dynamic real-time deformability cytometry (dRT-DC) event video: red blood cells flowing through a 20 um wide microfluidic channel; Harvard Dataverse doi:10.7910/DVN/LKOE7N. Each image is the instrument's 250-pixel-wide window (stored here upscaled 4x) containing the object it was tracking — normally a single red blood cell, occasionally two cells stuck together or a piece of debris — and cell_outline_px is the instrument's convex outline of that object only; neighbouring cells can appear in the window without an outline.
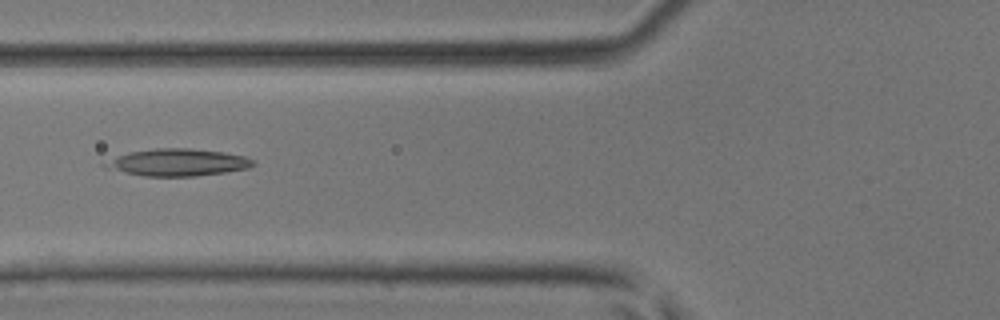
{"species": "common noctule bat (a hibernating species)", "species_latin": "Nyctalus noctula", "temperature_condition": "room temperature", "stored_images_in_passage": 45, "camera_frame_rate_fps": 3000, "um_per_image_px": 0.085, "animal": {"sex": "male", "body_mass_g": 17.9, "forearm_length_mm": 54.2}, "frame": {"image": 1, "passage_image": 18, "time_ms": 5.667, "image_size_px": [1000, 320], "cell_outline_px": [[256, 164], [248, 168], [224, 172], [196, 176], [144, 176], [104, 168], [100, 164], [116, 156], [128, 152], [156, 148], [188, 148], [224, 152], [244, 156], [256, 160]], "centroid_in_image_um": [15.08, 13.8], "position_along_channel_um": 110.7, "area_um2": 23.52}}
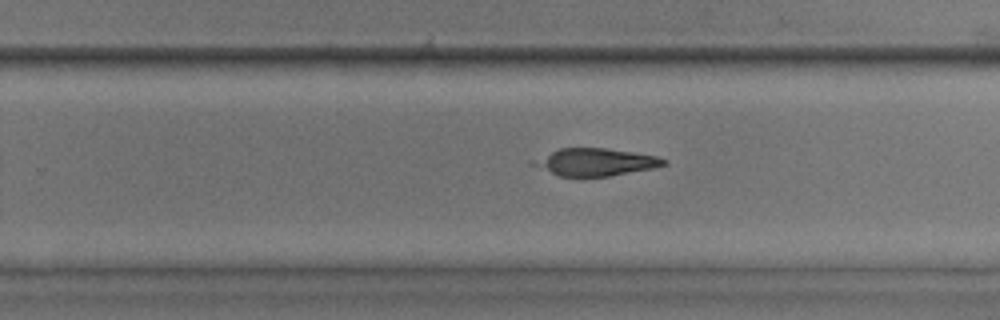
{"frame": {"image": 2, "passage_image": 29, "time_ms": 9.333, "image_size_px": [1000, 320], "cell_outline_px": [[668, 164], [652, 168], [608, 176], [556, 176], [528, 164], [528, 160], [560, 148], [608, 148], [656, 156], [668, 160]], "centroid_in_image_um": [50.5, 13.77], "position_along_channel_um": 279.3, "area_um2": 21.04}}
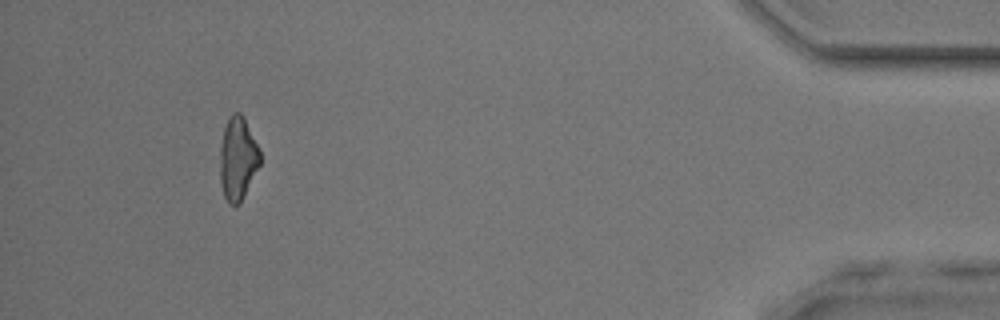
{"frame": {"image": 3, "passage_image": 42, "time_ms": 13.667, "image_size_px": [1000, 320], "cell_outline_px": [[260, 164], [240, 204], [228, 204], [224, 196], [220, 184], [220, 148], [224, 128], [232, 112], [240, 112], [244, 116], [260, 148]], "centroid_in_image_um": [20.22, 13.47], "position_along_channel_um": 415.0, "area_um2": 19.59}}